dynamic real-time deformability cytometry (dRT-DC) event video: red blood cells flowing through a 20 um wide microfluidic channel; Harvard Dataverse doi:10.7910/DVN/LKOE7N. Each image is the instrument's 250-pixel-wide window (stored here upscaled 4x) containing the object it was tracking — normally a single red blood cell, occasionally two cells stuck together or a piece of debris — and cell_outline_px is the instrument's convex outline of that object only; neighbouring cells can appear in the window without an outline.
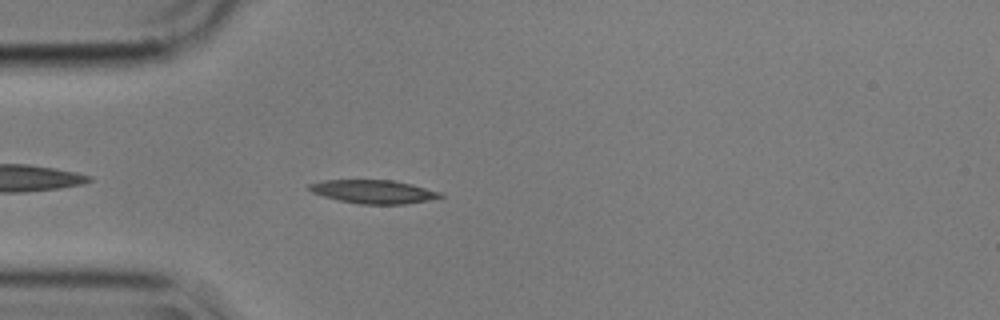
{"species": "common noctule bat (a hibernating species)", "species_latin": "Nyctalus noctula", "temperature_condition": "cold", "stored_images_in_passage": 44, "camera_frame_rate_fps": 3000, "um_per_image_px": 0.085, "animal": {"sex": "male", "body_mass_g": 17.9}, "frame": {"image": 1, "passage_image": 4, "time_ms": 1.0, "image_size_px": [1000, 320], "cell_outline_px": [[444, 196], [428, 200], [404, 204], [360, 204], [340, 200], [324, 196], [312, 192], [308, 188], [308, 184], [324, 180], [392, 180], [412, 184], [440, 192]], "centroid_in_image_um": [31.74, 16.29], "position_along_channel_um": 53.3, "area_um2": 17.74}}
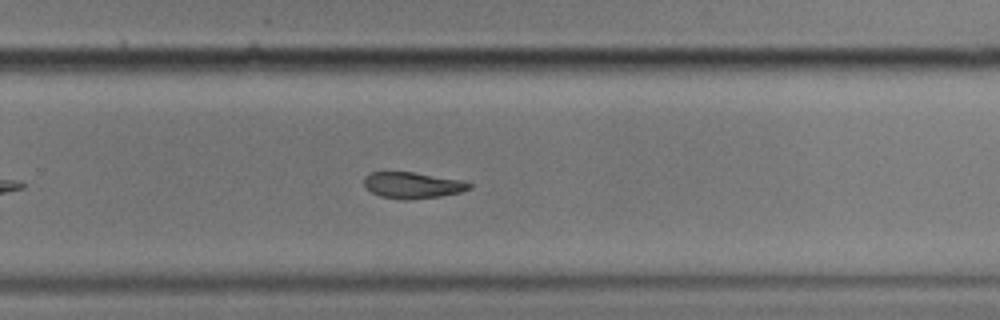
{"frame": {"image": 2, "passage_image": 25, "time_ms": 8.0, "image_size_px": [1000, 320], "cell_outline_px": [[472, 188], [460, 192], [440, 196], [408, 200], [380, 196], [372, 192], [364, 184], [364, 176], [368, 172], [412, 172], [460, 180], [472, 184]], "centroid_in_image_um": [35.05, 15.74], "position_along_channel_um": 294.7, "area_um2": 15.9}}
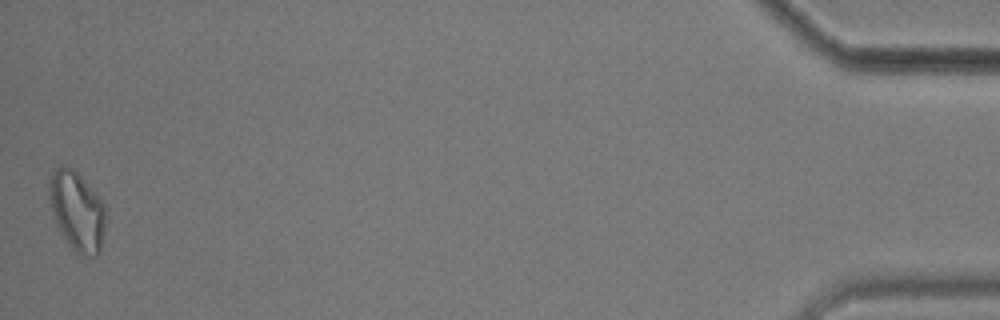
{"frame": {"image": 3, "passage_image": 44, "time_ms": 14.333, "image_size_px": [1000, 320], "cell_outline_px": [[104, 232], [100, 252], [96, 256], [92, 256], [76, 252], [72, 248], [56, 224], [48, 192], [48, 176], [60, 164], [64, 164], [72, 168], [80, 176], [104, 204]], "centroid_in_image_um": [6.52, 17.9], "position_along_channel_um": 428.7, "area_um2": 25.66}, "authors_computed_cell_mechanics": {"area_um2": 17.6001, "velocity_mm_per_s": 3.5501, "shape_relaxation_time_tau1_ms": 5.2815, "shape_relaxation_time_tau2_ms": null, "deformation_change_tau1": 0.1151, "deformation_change_tau2": null}}